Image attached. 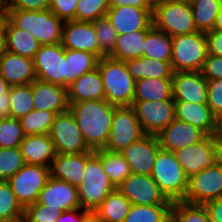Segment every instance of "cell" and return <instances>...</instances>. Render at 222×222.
<instances>
[{
    "label": "cell",
    "mask_w": 222,
    "mask_h": 222,
    "mask_svg": "<svg viewBox=\"0 0 222 222\" xmlns=\"http://www.w3.org/2000/svg\"><path fill=\"white\" fill-rule=\"evenodd\" d=\"M110 7L132 6L138 8H152L146 0H109Z\"/></svg>",
    "instance_id": "obj_54"
},
{
    "label": "cell",
    "mask_w": 222,
    "mask_h": 222,
    "mask_svg": "<svg viewBox=\"0 0 222 222\" xmlns=\"http://www.w3.org/2000/svg\"><path fill=\"white\" fill-rule=\"evenodd\" d=\"M171 206L132 204L124 222H168L171 219Z\"/></svg>",
    "instance_id": "obj_37"
},
{
    "label": "cell",
    "mask_w": 222,
    "mask_h": 222,
    "mask_svg": "<svg viewBox=\"0 0 222 222\" xmlns=\"http://www.w3.org/2000/svg\"><path fill=\"white\" fill-rule=\"evenodd\" d=\"M152 12L153 8L120 6L110 7L106 16L120 35L151 29L153 27Z\"/></svg>",
    "instance_id": "obj_18"
},
{
    "label": "cell",
    "mask_w": 222,
    "mask_h": 222,
    "mask_svg": "<svg viewBox=\"0 0 222 222\" xmlns=\"http://www.w3.org/2000/svg\"><path fill=\"white\" fill-rule=\"evenodd\" d=\"M189 178L217 162V145L212 135L200 142L173 152Z\"/></svg>",
    "instance_id": "obj_15"
},
{
    "label": "cell",
    "mask_w": 222,
    "mask_h": 222,
    "mask_svg": "<svg viewBox=\"0 0 222 222\" xmlns=\"http://www.w3.org/2000/svg\"><path fill=\"white\" fill-rule=\"evenodd\" d=\"M129 73L135 81L141 79H172L171 62L157 61L149 57H139L125 61Z\"/></svg>",
    "instance_id": "obj_28"
},
{
    "label": "cell",
    "mask_w": 222,
    "mask_h": 222,
    "mask_svg": "<svg viewBox=\"0 0 222 222\" xmlns=\"http://www.w3.org/2000/svg\"><path fill=\"white\" fill-rule=\"evenodd\" d=\"M173 100L207 104V80L201 71L173 72Z\"/></svg>",
    "instance_id": "obj_20"
},
{
    "label": "cell",
    "mask_w": 222,
    "mask_h": 222,
    "mask_svg": "<svg viewBox=\"0 0 222 222\" xmlns=\"http://www.w3.org/2000/svg\"><path fill=\"white\" fill-rule=\"evenodd\" d=\"M222 0H192L193 19L198 31L208 32L214 29L217 14Z\"/></svg>",
    "instance_id": "obj_36"
},
{
    "label": "cell",
    "mask_w": 222,
    "mask_h": 222,
    "mask_svg": "<svg viewBox=\"0 0 222 222\" xmlns=\"http://www.w3.org/2000/svg\"><path fill=\"white\" fill-rule=\"evenodd\" d=\"M217 162L222 165V145H217Z\"/></svg>",
    "instance_id": "obj_61"
},
{
    "label": "cell",
    "mask_w": 222,
    "mask_h": 222,
    "mask_svg": "<svg viewBox=\"0 0 222 222\" xmlns=\"http://www.w3.org/2000/svg\"><path fill=\"white\" fill-rule=\"evenodd\" d=\"M25 134L19 119L13 117H1L0 119V147H20Z\"/></svg>",
    "instance_id": "obj_42"
},
{
    "label": "cell",
    "mask_w": 222,
    "mask_h": 222,
    "mask_svg": "<svg viewBox=\"0 0 222 222\" xmlns=\"http://www.w3.org/2000/svg\"><path fill=\"white\" fill-rule=\"evenodd\" d=\"M117 189L135 205H172L151 175L131 173Z\"/></svg>",
    "instance_id": "obj_13"
},
{
    "label": "cell",
    "mask_w": 222,
    "mask_h": 222,
    "mask_svg": "<svg viewBox=\"0 0 222 222\" xmlns=\"http://www.w3.org/2000/svg\"><path fill=\"white\" fill-rule=\"evenodd\" d=\"M0 10H7L6 9V0H0Z\"/></svg>",
    "instance_id": "obj_63"
},
{
    "label": "cell",
    "mask_w": 222,
    "mask_h": 222,
    "mask_svg": "<svg viewBox=\"0 0 222 222\" xmlns=\"http://www.w3.org/2000/svg\"><path fill=\"white\" fill-rule=\"evenodd\" d=\"M99 59L90 52L65 49L66 88L83 74L97 68Z\"/></svg>",
    "instance_id": "obj_33"
},
{
    "label": "cell",
    "mask_w": 222,
    "mask_h": 222,
    "mask_svg": "<svg viewBox=\"0 0 222 222\" xmlns=\"http://www.w3.org/2000/svg\"><path fill=\"white\" fill-rule=\"evenodd\" d=\"M25 164L50 167L55 158L53 142L49 134L25 136L20 143Z\"/></svg>",
    "instance_id": "obj_27"
},
{
    "label": "cell",
    "mask_w": 222,
    "mask_h": 222,
    "mask_svg": "<svg viewBox=\"0 0 222 222\" xmlns=\"http://www.w3.org/2000/svg\"><path fill=\"white\" fill-rule=\"evenodd\" d=\"M94 154L92 150L74 155L56 154L49 167L50 176L78 187L83 182L86 163Z\"/></svg>",
    "instance_id": "obj_22"
},
{
    "label": "cell",
    "mask_w": 222,
    "mask_h": 222,
    "mask_svg": "<svg viewBox=\"0 0 222 222\" xmlns=\"http://www.w3.org/2000/svg\"><path fill=\"white\" fill-rule=\"evenodd\" d=\"M61 45L64 49L86 51L101 58V49L92 22L65 21L62 29Z\"/></svg>",
    "instance_id": "obj_16"
},
{
    "label": "cell",
    "mask_w": 222,
    "mask_h": 222,
    "mask_svg": "<svg viewBox=\"0 0 222 222\" xmlns=\"http://www.w3.org/2000/svg\"><path fill=\"white\" fill-rule=\"evenodd\" d=\"M145 135L131 106L116 107L112 117L108 143L104 149L120 152Z\"/></svg>",
    "instance_id": "obj_10"
},
{
    "label": "cell",
    "mask_w": 222,
    "mask_h": 222,
    "mask_svg": "<svg viewBox=\"0 0 222 222\" xmlns=\"http://www.w3.org/2000/svg\"><path fill=\"white\" fill-rule=\"evenodd\" d=\"M50 0H6L7 10L42 11L49 9Z\"/></svg>",
    "instance_id": "obj_50"
},
{
    "label": "cell",
    "mask_w": 222,
    "mask_h": 222,
    "mask_svg": "<svg viewBox=\"0 0 222 222\" xmlns=\"http://www.w3.org/2000/svg\"><path fill=\"white\" fill-rule=\"evenodd\" d=\"M207 105L215 116L222 115V79L207 81Z\"/></svg>",
    "instance_id": "obj_48"
},
{
    "label": "cell",
    "mask_w": 222,
    "mask_h": 222,
    "mask_svg": "<svg viewBox=\"0 0 222 222\" xmlns=\"http://www.w3.org/2000/svg\"><path fill=\"white\" fill-rule=\"evenodd\" d=\"M146 1L152 8H154L156 5L161 4L165 0H146Z\"/></svg>",
    "instance_id": "obj_62"
},
{
    "label": "cell",
    "mask_w": 222,
    "mask_h": 222,
    "mask_svg": "<svg viewBox=\"0 0 222 222\" xmlns=\"http://www.w3.org/2000/svg\"><path fill=\"white\" fill-rule=\"evenodd\" d=\"M25 165L20 147H0V181H8Z\"/></svg>",
    "instance_id": "obj_43"
},
{
    "label": "cell",
    "mask_w": 222,
    "mask_h": 222,
    "mask_svg": "<svg viewBox=\"0 0 222 222\" xmlns=\"http://www.w3.org/2000/svg\"><path fill=\"white\" fill-rule=\"evenodd\" d=\"M208 54L222 57V31L211 30L206 32Z\"/></svg>",
    "instance_id": "obj_52"
},
{
    "label": "cell",
    "mask_w": 222,
    "mask_h": 222,
    "mask_svg": "<svg viewBox=\"0 0 222 222\" xmlns=\"http://www.w3.org/2000/svg\"><path fill=\"white\" fill-rule=\"evenodd\" d=\"M115 189L104 172L101 159L94 154L86 163L83 182L77 187L81 207L93 212Z\"/></svg>",
    "instance_id": "obj_7"
},
{
    "label": "cell",
    "mask_w": 222,
    "mask_h": 222,
    "mask_svg": "<svg viewBox=\"0 0 222 222\" xmlns=\"http://www.w3.org/2000/svg\"><path fill=\"white\" fill-rule=\"evenodd\" d=\"M56 154L74 155L90 152L73 114L68 110L56 114L49 132Z\"/></svg>",
    "instance_id": "obj_8"
},
{
    "label": "cell",
    "mask_w": 222,
    "mask_h": 222,
    "mask_svg": "<svg viewBox=\"0 0 222 222\" xmlns=\"http://www.w3.org/2000/svg\"><path fill=\"white\" fill-rule=\"evenodd\" d=\"M15 222H27L24 218Z\"/></svg>",
    "instance_id": "obj_65"
},
{
    "label": "cell",
    "mask_w": 222,
    "mask_h": 222,
    "mask_svg": "<svg viewBox=\"0 0 222 222\" xmlns=\"http://www.w3.org/2000/svg\"><path fill=\"white\" fill-rule=\"evenodd\" d=\"M24 209L18 203L10 184L0 181V222H15L23 219Z\"/></svg>",
    "instance_id": "obj_40"
},
{
    "label": "cell",
    "mask_w": 222,
    "mask_h": 222,
    "mask_svg": "<svg viewBox=\"0 0 222 222\" xmlns=\"http://www.w3.org/2000/svg\"><path fill=\"white\" fill-rule=\"evenodd\" d=\"M213 30L222 31V4H221L220 10L217 14Z\"/></svg>",
    "instance_id": "obj_59"
},
{
    "label": "cell",
    "mask_w": 222,
    "mask_h": 222,
    "mask_svg": "<svg viewBox=\"0 0 222 222\" xmlns=\"http://www.w3.org/2000/svg\"><path fill=\"white\" fill-rule=\"evenodd\" d=\"M143 56L157 61L171 62L172 37L154 26L147 32Z\"/></svg>",
    "instance_id": "obj_35"
},
{
    "label": "cell",
    "mask_w": 222,
    "mask_h": 222,
    "mask_svg": "<svg viewBox=\"0 0 222 222\" xmlns=\"http://www.w3.org/2000/svg\"><path fill=\"white\" fill-rule=\"evenodd\" d=\"M173 100V79H141L135 81L134 101Z\"/></svg>",
    "instance_id": "obj_31"
},
{
    "label": "cell",
    "mask_w": 222,
    "mask_h": 222,
    "mask_svg": "<svg viewBox=\"0 0 222 222\" xmlns=\"http://www.w3.org/2000/svg\"><path fill=\"white\" fill-rule=\"evenodd\" d=\"M8 21L7 10H0V34H5V26Z\"/></svg>",
    "instance_id": "obj_58"
},
{
    "label": "cell",
    "mask_w": 222,
    "mask_h": 222,
    "mask_svg": "<svg viewBox=\"0 0 222 222\" xmlns=\"http://www.w3.org/2000/svg\"><path fill=\"white\" fill-rule=\"evenodd\" d=\"M212 137L216 145H222V115L215 117V127Z\"/></svg>",
    "instance_id": "obj_55"
},
{
    "label": "cell",
    "mask_w": 222,
    "mask_h": 222,
    "mask_svg": "<svg viewBox=\"0 0 222 222\" xmlns=\"http://www.w3.org/2000/svg\"><path fill=\"white\" fill-rule=\"evenodd\" d=\"M201 73L207 81L222 79V57L207 54Z\"/></svg>",
    "instance_id": "obj_49"
},
{
    "label": "cell",
    "mask_w": 222,
    "mask_h": 222,
    "mask_svg": "<svg viewBox=\"0 0 222 222\" xmlns=\"http://www.w3.org/2000/svg\"><path fill=\"white\" fill-rule=\"evenodd\" d=\"M211 222H222V197L210 200L204 204Z\"/></svg>",
    "instance_id": "obj_53"
},
{
    "label": "cell",
    "mask_w": 222,
    "mask_h": 222,
    "mask_svg": "<svg viewBox=\"0 0 222 222\" xmlns=\"http://www.w3.org/2000/svg\"><path fill=\"white\" fill-rule=\"evenodd\" d=\"M131 107L147 135L159 134L175 119L174 100L133 101Z\"/></svg>",
    "instance_id": "obj_14"
},
{
    "label": "cell",
    "mask_w": 222,
    "mask_h": 222,
    "mask_svg": "<svg viewBox=\"0 0 222 222\" xmlns=\"http://www.w3.org/2000/svg\"><path fill=\"white\" fill-rule=\"evenodd\" d=\"M8 20L31 34L41 45L59 44L64 21L50 9L42 11L7 10Z\"/></svg>",
    "instance_id": "obj_3"
},
{
    "label": "cell",
    "mask_w": 222,
    "mask_h": 222,
    "mask_svg": "<svg viewBox=\"0 0 222 222\" xmlns=\"http://www.w3.org/2000/svg\"><path fill=\"white\" fill-rule=\"evenodd\" d=\"M97 67L102 77L105 99L117 107L132 106L135 80L125 61L104 56L99 59Z\"/></svg>",
    "instance_id": "obj_2"
},
{
    "label": "cell",
    "mask_w": 222,
    "mask_h": 222,
    "mask_svg": "<svg viewBox=\"0 0 222 222\" xmlns=\"http://www.w3.org/2000/svg\"><path fill=\"white\" fill-rule=\"evenodd\" d=\"M93 217V212L83 208L63 211L56 222H88Z\"/></svg>",
    "instance_id": "obj_51"
},
{
    "label": "cell",
    "mask_w": 222,
    "mask_h": 222,
    "mask_svg": "<svg viewBox=\"0 0 222 222\" xmlns=\"http://www.w3.org/2000/svg\"><path fill=\"white\" fill-rule=\"evenodd\" d=\"M33 108L56 114L69 110L67 88L36 79L32 82Z\"/></svg>",
    "instance_id": "obj_23"
},
{
    "label": "cell",
    "mask_w": 222,
    "mask_h": 222,
    "mask_svg": "<svg viewBox=\"0 0 222 222\" xmlns=\"http://www.w3.org/2000/svg\"><path fill=\"white\" fill-rule=\"evenodd\" d=\"M61 214L60 209H53L48 205L36 202L24 209L23 218L27 222H56Z\"/></svg>",
    "instance_id": "obj_46"
},
{
    "label": "cell",
    "mask_w": 222,
    "mask_h": 222,
    "mask_svg": "<svg viewBox=\"0 0 222 222\" xmlns=\"http://www.w3.org/2000/svg\"><path fill=\"white\" fill-rule=\"evenodd\" d=\"M0 74L9 86L25 85L37 79L33 59L7 50L0 57Z\"/></svg>",
    "instance_id": "obj_24"
},
{
    "label": "cell",
    "mask_w": 222,
    "mask_h": 222,
    "mask_svg": "<svg viewBox=\"0 0 222 222\" xmlns=\"http://www.w3.org/2000/svg\"><path fill=\"white\" fill-rule=\"evenodd\" d=\"M92 23L96 30L99 48L101 49V58L109 56L115 48L118 32L114 29L107 16L98 18Z\"/></svg>",
    "instance_id": "obj_44"
},
{
    "label": "cell",
    "mask_w": 222,
    "mask_h": 222,
    "mask_svg": "<svg viewBox=\"0 0 222 222\" xmlns=\"http://www.w3.org/2000/svg\"><path fill=\"white\" fill-rule=\"evenodd\" d=\"M109 8V0H79L76 21L93 22L106 16Z\"/></svg>",
    "instance_id": "obj_45"
},
{
    "label": "cell",
    "mask_w": 222,
    "mask_h": 222,
    "mask_svg": "<svg viewBox=\"0 0 222 222\" xmlns=\"http://www.w3.org/2000/svg\"><path fill=\"white\" fill-rule=\"evenodd\" d=\"M171 219L174 222H211L206 207L185 201H174L171 206Z\"/></svg>",
    "instance_id": "obj_41"
},
{
    "label": "cell",
    "mask_w": 222,
    "mask_h": 222,
    "mask_svg": "<svg viewBox=\"0 0 222 222\" xmlns=\"http://www.w3.org/2000/svg\"><path fill=\"white\" fill-rule=\"evenodd\" d=\"M79 0H50L49 9L61 20H76V8Z\"/></svg>",
    "instance_id": "obj_47"
},
{
    "label": "cell",
    "mask_w": 222,
    "mask_h": 222,
    "mask_svg": "<svg viewBox=\"0 0 222 222\" xmlns=\"http://www.w3.org/2000/svg\"><path fill=\"white\" fill-rule=\"evenodd\" d=\"M208 54L205 32L172 37L171 67L173 72L201 71Z\"/></svg>",
    "instance_id": "obj_5"
},
{
    "label": "cell",
    "mask_w": 222,
    "mask_h": 222,
    "mask_svg": "<svg viewBox=\"0 0 222 222\" xmlns=\"http://www.w3.org/2000/svg\"><path fill=\"white\" fill-rule=\"evenodd\" d=\"M95 154L101 159L104 172L115 188L132 173L129 164L120 152L101 149L95 151Z\"/></svg>",
    "instance_id": "obj_34"
},
{
    "label": "cell",
    "mask_w": 222,
    "mask_h": 222,
    "mask_svg": "<svg viewBox=\"0 0 222 222\" xmlns=\"http://www.w3.org/2000/svg\"><path fill=\"white\" fill-rule=\"evenodd\" d=\"M153 26L171 37L198 32L190 2L165 0L153 8Z\"/></svg>",
    "instance_id": "obj_6"
},
{
    "label": "cell",
    "mask_w": 222,
    "mask_h": 222,
    "mask_svg": "<svg viewBox=\"0 0 222 222\" xmlns=\"http://www.w3.org/2000/svg\"><path fill=\"white\" fill-rule=\"evenodd\" d=\"M4 33L7 51L34 59L41 44L31 34L15 27L9 20L6 23Z\"/></svg>",
    "instance_id": "obj_30"
},
{
    "label": "cell",
    "mask_w": 222,
    "mask_h": 222,
    "mask_svg": "<svg viewBox=\"0 0 222 222\" xmlns=\"http://www.w3.org/2000/svg\"><path fill=\"white\" fill-rule=\"evenodd\" d=\"M151 176L170 201H182L185 198L188 177L172 151L159 149Z\"/></svg>",
    "instance_id": "obj_4"
},
{
    "label": "cell",
    "mask_w": 222,
    "mask_h": 222,
    "mask_svg": "<svg viewBox=\"0 0 222 222\" xmlns=\"http://www.w3.org/2000/svg\"><path fill=\"white\" fill-rule=\"evenodd\" d=\"M149 30L142 29L133 33L118 35L115 48L109 57L121 61L142 57L144 54V41Z\"/></svg>",
    "instance_id": "obj_32"
},
{
    "label": "cell",
    "mask_w": 222,
    "mask_h": 222,
    "mask_svg": "<svg viewBox=\"0 0 222 222\" xmlns=\"http://www.w3.org/2000/svg\"><path fill=\"white\" fill-rule=\"evenodd\" d=\"M116 107L106 99L69 103V111L76 119L90 150L97 151L106 147Z\"/></svg>",
    "instance_id": "obj_1"
},
{
    "label": "cell",
    "mask_w": 222,
    "mask_h": 222,
    "mask_svg": "<svg viewBox=\"0 0 222 222\" xmlns=\"http://www.w3.org/2000/svg\"><path fill=\"white\" fill-rule=\"evenodd\" d=\"M175 1H185V2H191L192 0H175Z\"/></svg>",
    "instance_id": "obj_66"
},
{
    "label": "cell",
    "mask_w": 222,
    "mask_h": 222,
    "mask_svg": "<svg viewBox=\"0 0 222 222\" xmlns=\"http://www.w3.org/2000/svg\"><path fill=\"white\" fill-rule=\"evenodd\" d=\"M33 60L38 80L66 87L65 49L61 43L41 45Z\"/></svg>",
    "instance_id": "obj_12"
},
{
    "label": "cell",
    "mask_w": 222,
    "mask_h": 222,
    "mask_svg": "<svg viewBox=\"0 0 222 222\" xmlns=\"http://www.w3.org/2000/svg\"><path fill=\"white\" fill-rule=\"evenodd\" d=\"M56 113L48 110H32L20 120L25 136L49 134Z\"/></svg>",
    "instance_id": "obj_39"
},
{
    "label": "cell",
    "mask_w": 222,
    "mask_h": 222,
    "mask_svg": "<svg viewBox=\"0 0 222 222\" xmlns=\"http://www.w3.org/2000/svg\"><path fill=\"white\" fill-rule=\"evenodd\" d=\"M222 197V165L216 162L188 178V188L182 201L202 204Z\"/></svg>",
    "instance_id": "obj_11"
},
{
    "label": "cell",
    "mask_w": 222,
    "mask_h": 222,
    "mask_svg": "<svg viewBox=\"0 0 222 222\" xmlns=\"http://www.w3.org/2000/svg\"><path fill=\"white\" fill-rule=\"evenodd\" d=\"M0 116L1 117H10L9 99H0Z\"/></svg>",
    "instance_id": "obj_57"
},
{
    "label": "cell",
    "mask_w": 222,
    "mask_h": 222,
    "mask_svg": "<svg viewBox=\"0 0 222 222\" xmlns=\"http://www.w3.org/2000/svg\"><path fill=\"white\" fill-rule=\"evenodd\" d=\"M161 148L157 135H145L120 151L132 173L151 175L157 152Z\"/></svg>",
    "instance_id": "obj_17"
},
{
    "label": "cell",
    "mask_w": 222,
    "mask_h": 222,
    "mask_svg": "<svg viewBox=\"0 0 222 222\" xmlns=\"http://www.w3.org/2000/svg\"><path fill=\"white\" fill-rule=\"evenodd\" d=\"M9 85L0 74V99H9Z\"/></svg>",
    "instance_id": "obj_56"
},
{
    "label": "cell",
    "mask_w": 222,
    "mask_h": 222,
    "mask_svg": "<svg viewBox=\"0 0 222 222\" xmlns=\"http://www.w3.org/2000/svg\"><path fill=\"white\" fill-rule=\"evenodd\" d=\"M174 102L175 119L190 123L206 135H212L216 116L207 104H197L187 101Z\"/></svg>",
    "instance_id": "obj_26"
},
{
    "label": "cell",
    "mask_w": 222,
    "mask_h": 222,
    "mask_svg": "<svg viewBox=\"0 0 222 222\" xmlns=\"http://www.w3.org/2000/svg\"><path fill=\"white\" fill-rule=\"evenodd\" d=\"M38 203L63 211L82 208L79 203L77 187L62 180L49 177L40 191Z\"/></svg>",
    "instance_id": "obj_19"
},
{
    "label": "cell",
    "mask_w": 222,
    "mask_h": 222,
    "mask_svg": "<svg viewBox=\"0 0 222 222\" xmlns=\"http://www.w3.org/2000/svg\"><path fill=\"white\" fill-rule=\"evenodd\" d=\"M10 117L21 119L33 108L32 83L9 87Z\"/></svg>",
    "instance_id": "obj_38"
},
{
    "label": "cell",
    "mask_w": 222,
    "mask_h": 222,
    "mask_svg": "<svg viewBox=\"0 0 222 222\" xmlns=\"http://www.w3.org/2000/svg\"><path fill=\"white\" fill-rule=\"evenodd\" d=\"M6 51L5 34H0V57Z\"/></svg>",
    "instance_id": "obj_60"
},
{
    "label": "cell",
    "mask_w": 222,
    "mask_h": 222,
    "mask_svg": "<svg viewBox=\"0 0 222 222\" xmlns=\"http://www.w3.org/2000/svg\"><path fill=\"white\" fill-rule=\"evenodd\" d=\"M49 177V167L25 164L7 182L10 184L18 203L25 209L38 201L40 191L46 185Z\"/></svg>",
    "instance_id": "obj_9"
},
{
    "label": "cell",
    "mask_w": 222,
    "mask_h": 222,
    "mask_svg": "<svg viewBox=\"0 0 222 222\" xmlns=\"http://www.w3.org/2000/svg\"><path fill=\"white\" fill-rule=\"evenodd\" d=\"M67 94L68 103L105 99L104 86L98 67L73 81L67 88Z\"/></svg>",
    "instance_id": "obj_25"
},
{
    "label": "cell",
    "mask_w": 222,
    "mask_h": 222,
    "mask_svg": "<svg viewBox=\"0 0 222 222\" xmlns=\"http://www.w3.org/2000/svg\"><path fill=\"white\" fill-rule=\"evenodd\" d=\"M206 136L197 127L177 119H174L165 129L157 134L161 148L172 152L192 146Z\"/></svg>",
    "instance_id": "obj_21"
},
{
    "label": "cell",
    "mask_w": 222,
    "mask_h": 222,
    "mask_svg": "<svg viewBox=\"0 0 222 222\" xmlns=\"http://www.w3.org/2000/svg\"><path fill=\"white\" fill-rule=\"evenodd\" d=\"M132 203L117 188L93 211L99 222H124Z\"/></svg>",
    "instance_id": "obj_29"
},
{
    "label": "cell",
    "mask_w": 222,
    "mask_h": 222,
    "mask_svg": "<svg viewBox=\"0 0 222 222\" xmlns=\"http://www.w3.org/2000/svg\"><path fill=\"white\" fill-rule=\"evenodd\" d=\"M88 222H99L94 217H92Z\"/></svg>",
    "instance_id": "obj_64"
}]
</instances>
